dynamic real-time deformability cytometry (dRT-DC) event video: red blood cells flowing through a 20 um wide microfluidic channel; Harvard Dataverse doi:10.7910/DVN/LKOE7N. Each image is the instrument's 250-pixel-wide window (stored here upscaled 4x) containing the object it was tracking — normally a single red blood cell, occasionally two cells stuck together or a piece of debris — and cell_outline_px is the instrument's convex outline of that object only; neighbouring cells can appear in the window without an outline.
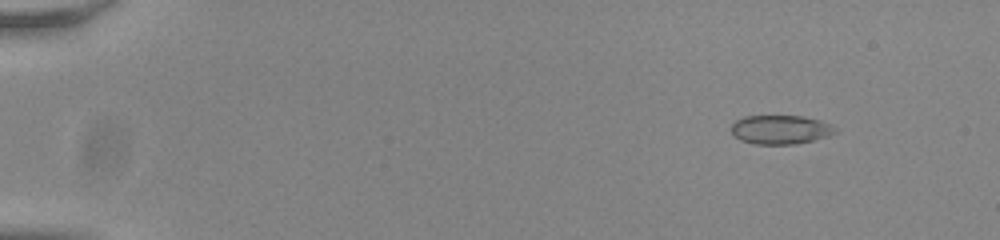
{"species": "common noctule bat (a hibernating species)", "species_latin": "Nyctalus noctula", "temperature_condition": "room temperature", "stored_images_in_passage": 56, "camera_frame_rate_fps": 3000, "um_per_image_px": 0.085, "animal": {"sex": "male", "body_mass_g": 20.0, "forearm_length_mm": 53.3}, "frame": {"image": 1, "passage_image": 7, "time_ms": 2.0, "image_size_px": [1000, 240], "cell_outline_px": [[840, 132], [828, 136], [796, 144], [756, 144], [740, 140], [732, 132], [732, 124], [736, 120], [744, 116], [804, 116], [820, 120], [836, 128]], "centroid_in_image_um": [66.37, 11.01], "position_along_channel_um": 18.6, "area_um2": 17.51}}
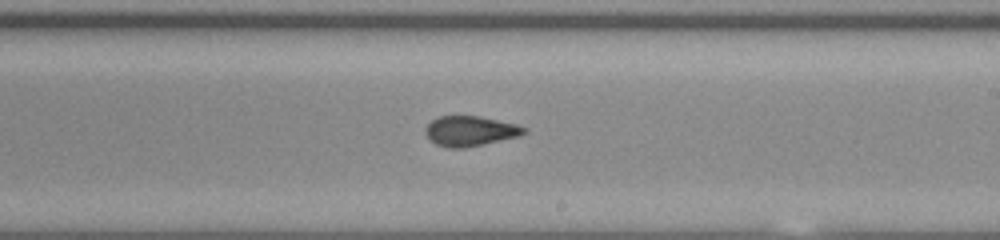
{"frame": {"image": 2, "passage_image": 35, "time_ms": 11.333, "image_size_px": [1000, 240], "cell_outline_px": [[528, 132], [520, 136], [464, 148], [448, 148], [436, 144], [428, 140], [424, 132], [424, 128], [432, 120], [440, 116], [480, 116], [516, 124], [528, 128]], "centroid_in_image_um": [39.96, 11.14], "position_along_channel_um": 249.0, "area_um2": 17.46}}
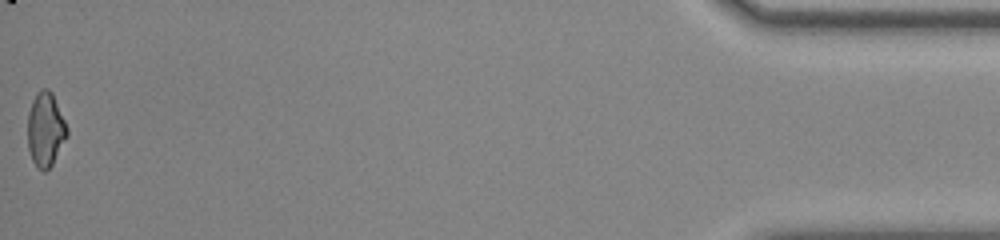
{"frame": {"image": 3, "passage_image": 56, "time_ms": 18.333, "image_size_px": [1000, 240], "cell_outline_px": [[68, 136], [52, 164], [44, 172], [32, 160], [28, 148], [28, 112], [32, 100], [36, 92], [44, 88], [48, 88], [52, 92], [68, 128]], "centroid_in_image_um": [3.87, 10.97], "position_along_channel_um": 431.3, "area_um2": 16.99}, "authors_computed_cell_mechanics": {"area_um2": 17.7157, "velocity_mm_per_s": 3.83, "shape_relaxation_time_tau1_ms": null, "shape_relaxation_time_tau2_ms": 1.0213, "deformation_change_tau1": null, "deformation_change_tau2": 0.0632}}